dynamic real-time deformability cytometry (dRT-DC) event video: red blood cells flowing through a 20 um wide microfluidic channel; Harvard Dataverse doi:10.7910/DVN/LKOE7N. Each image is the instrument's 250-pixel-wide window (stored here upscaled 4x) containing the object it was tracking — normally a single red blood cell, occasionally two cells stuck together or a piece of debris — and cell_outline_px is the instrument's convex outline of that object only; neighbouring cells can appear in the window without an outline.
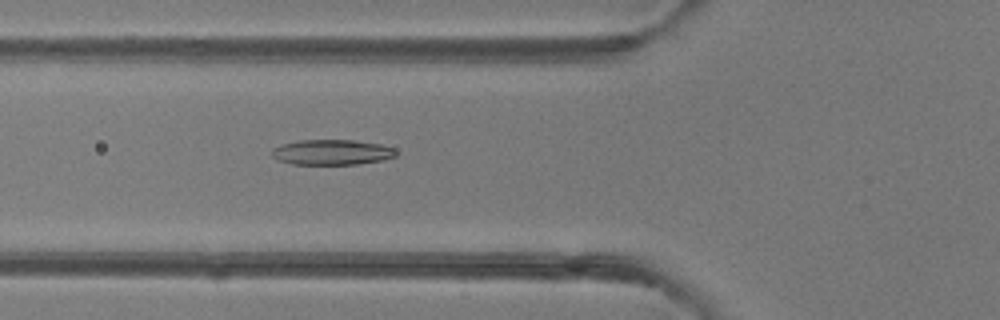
{"species": "common noctule bat (a hibernating species)", "species_latin": "Nyctalus noctula", "temperature_condition": "room temperature", "stored_images_in_passage": 48, "camera_frame_rate_fps": 3000, "um_per_image_px": 0.085, "animal": {"sex": "female"}, "frame": {"image": 1, "passage_image": 18, "time_ms": 5.667, "image_size_px": [1000, 320], "cell_outline_px": [[396, 156], [384, 160], [356, 164], [292, 164], [276, 160], [272, 156], [272, 148], [280, 144], [300, 140], [356, 140], [380, 144], [396, 148]], "centroid_in_image_um": [28.2, 12.93], "position_along_channel_um": 97.6, "area_um2": 18.5}}
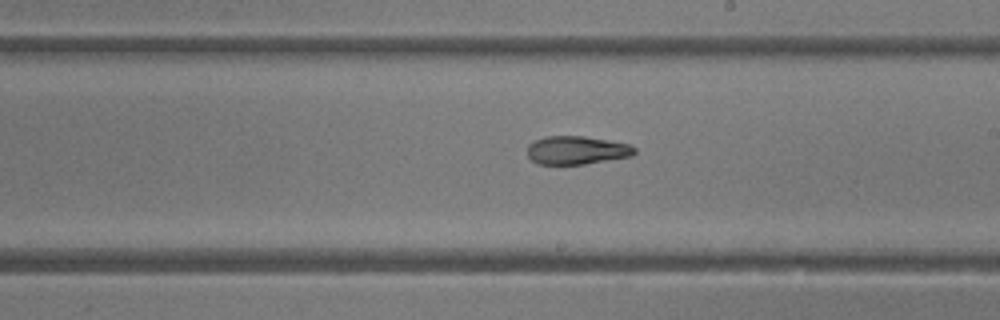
{"frame": {"image": 2, "passage_image": 28, "time_ms": 9.0, "image_size_px": [1000, 320], "cell_outline_px": [[636, 152], [632, 156], [584, 164], [540, 164], [532, 160], [528, 156], [528, 144], [544, 136], [584, 136], [608, 140], [628, 144], [636, 148]], "centroid_in_image_um": [49.02, 12.76], "position_along_channel_um": 240.0, "area_um2": 17.63}}
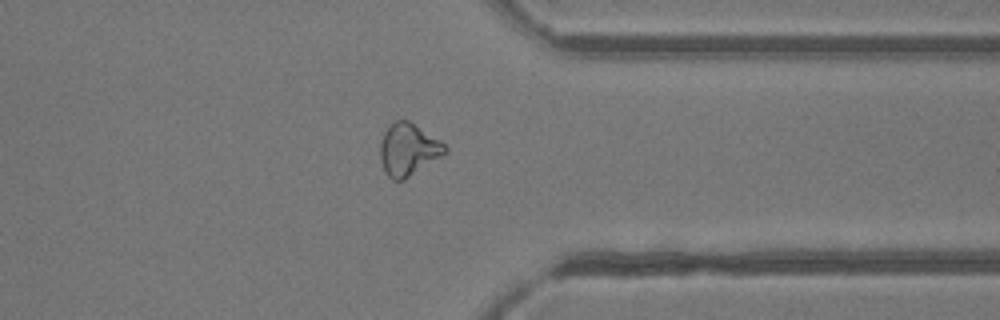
{"frame": {"image": 3, "passage_image": 38, "time_ms": 12.333, "image_size_px": [1000, 320], "cell_outline_px": [[448, 152], [404, 180], [392, 180], [384, 172], [380, 160], [380, 144], [384, 132], [396, 120], [408, 120], [440, 140], [448, 148]], "centroid_in_image_um": [34.7, 12.73], "position_along_channel_um": 376.7, "area_um2": 19.65}, "authors_computed_cell_mechanics": {"area_um2": 19.1607, "velocity_mm_per_s": 4.2574, "shape_relaxation_time_tau1_ms": 9.56, "shape_relaxation_time_tau2_ms": 2.899, "deformation_change_tau1": 0.2369, "deformation_change_tau2": 0.1093}}